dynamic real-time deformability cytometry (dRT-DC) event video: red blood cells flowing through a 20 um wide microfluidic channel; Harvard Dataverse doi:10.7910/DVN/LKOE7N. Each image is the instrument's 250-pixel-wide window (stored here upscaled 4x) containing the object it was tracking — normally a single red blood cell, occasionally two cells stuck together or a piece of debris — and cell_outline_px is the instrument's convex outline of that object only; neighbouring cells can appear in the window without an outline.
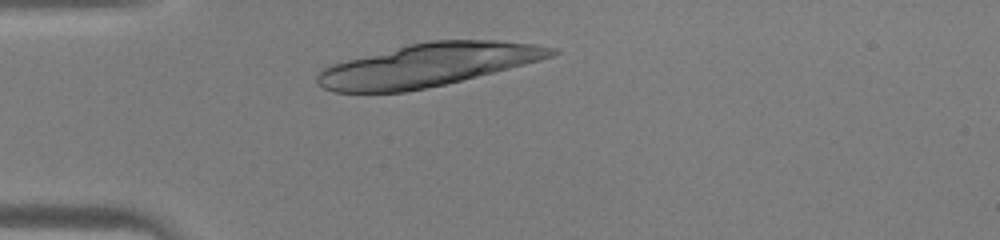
{"species": "human", "species_latin": "Homo sapiens", "temperature_condition": "warm", "stored_images_in_passage": 30, "camera_frame_rate_fps": 3000, "um_per_image_px": 0.085, "donor": {"sex": "male"}, "frame": {"image": 1, "passage_image": 5, "time_ms": 1.333, "image_size_px": [1000, 240], "cell_outline_px": [[560, 52], [552, 56], [540, 60], [444, 84], [404, 92], [332, 92], [316, 84], [316, 72], [320, 68], [332, 64], [408, 44], [432, 40], [496, 40], [536, 44], [556, 48]], "centroid_in_image_um": [36.32, 5.52], "position_along_channel_um": 48.7, "area_um2": 58.15}}